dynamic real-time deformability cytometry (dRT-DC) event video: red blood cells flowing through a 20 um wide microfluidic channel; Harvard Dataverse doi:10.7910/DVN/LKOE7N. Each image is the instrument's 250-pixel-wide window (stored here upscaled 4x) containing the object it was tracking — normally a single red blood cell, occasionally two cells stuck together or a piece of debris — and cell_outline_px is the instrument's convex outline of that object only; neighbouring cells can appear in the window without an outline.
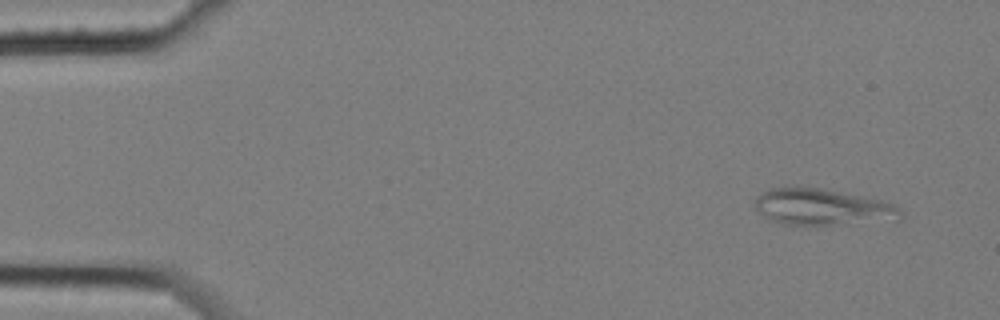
{"species": "common noctule bat (a hibernating species)", "species_latin": "Nyctalus noctula", "temperature_condition": "cold", "stored_images_in_passage": 5, "camera_frame_rate_fps": 3000, "um_per_image_px": 0.085, "animal": {"sex": "female", "body_mass_g": 25.1}, "frame": {"image": 1, "passage_image": 1, "time_ms": 0.0, "image_size_px": [1000, 320], "cell_outline_px": [[904, 216], [896, 220], [848, 224], [784, 224], [768, 220], [752, 204], [756, 196], [760, 192], [768, 188], [800, 184], [864, 196], [896, 204], [900, 208]], "centroid_in_image_um": [69.86, 17.56], "position_along_channel_um": 15.1, "area_um2": 31.79}}